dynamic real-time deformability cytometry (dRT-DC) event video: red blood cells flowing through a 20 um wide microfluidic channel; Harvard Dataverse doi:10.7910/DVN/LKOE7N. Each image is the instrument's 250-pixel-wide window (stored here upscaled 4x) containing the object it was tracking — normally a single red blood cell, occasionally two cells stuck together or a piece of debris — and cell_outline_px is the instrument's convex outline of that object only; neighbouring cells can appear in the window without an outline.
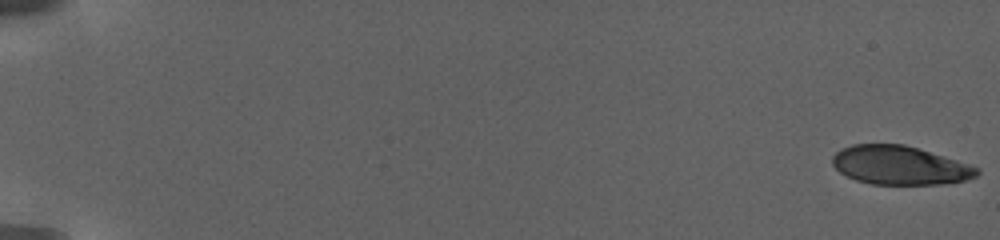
{"species": "human", "species_latin": "Homo sapiens", "temperature_condition": "warm", "stored_images_in_passage": 154, "camera_frame_rate_fps": 3000, "um_per_image_px": 0.085, "donor": {"sex": "female"}, "frame": {"image": 1, "passage_image": 1, "time_ms": 0.0, "image_size_px": [1000, 240], "cell_outline_px": [[980, 172], [976, 176], [964, 180], [936, 184], [872, 184], [856, 180], [840, 172], [832, 164], [832, 156], [840, 148], [852, 144], [904, 144], [968, 164], [980, 168]], "centroid_in_image_um": [76.43, 14.04], "position_along_channel_um": 8.6, "area_um2": 32.31}}
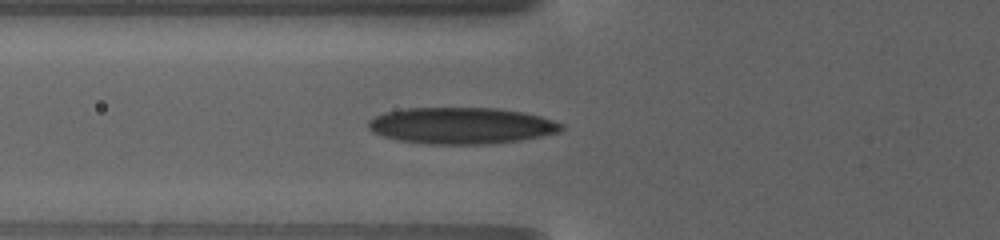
{"frame": {"image": 2, "passage_image": 67, "time_ms": 9.667, "image_size_px": [1000, 240], "cell_outline_px": [[564, 128], [560, 132], [520, 140], [492, 144], [424, 144], [400, 140], [384, 136], [372, 132], [368, 128], [368, 120], [384, 112], [408, 108], [496, 108], [524, 112], [540, 116], [564, 124]], "centroid_in_image_um": [39.23, 10.68], "position_along_channel_um": 86.6, "area_um2": 41.1}}
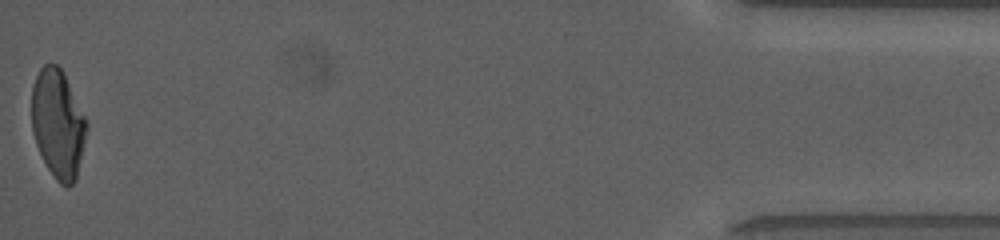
{"frame": {"image": 3, "passage_image": 153, "time_ms": 24.333, "image_size_px": [1000, 240], "cell_outline_px": [[88, 128], [76, 180], [68, 188], [60, 184], [56, 180], [48, 168], [36, 144], [32, 132], [32, 84], [40, 68], [44, 64], [56, 64], [60, 68], [88, 120]], "centroid_in_image_um": [4.94, 10.54], "position_along_channel_um": 430.3, "area_um2": 34.8}, "authors_computed_cell_mechanics": {"area_um2": 36.5874, "velocity_mm_per_s": 2.8973, "shape_relaxation_time_tau1_ms": 7.8947, "shape_relaxation_time_tau2_ms": 1.3573, "deformation_change_tau1": 0.2338, "deformation_change_tau2": 0.0827}}